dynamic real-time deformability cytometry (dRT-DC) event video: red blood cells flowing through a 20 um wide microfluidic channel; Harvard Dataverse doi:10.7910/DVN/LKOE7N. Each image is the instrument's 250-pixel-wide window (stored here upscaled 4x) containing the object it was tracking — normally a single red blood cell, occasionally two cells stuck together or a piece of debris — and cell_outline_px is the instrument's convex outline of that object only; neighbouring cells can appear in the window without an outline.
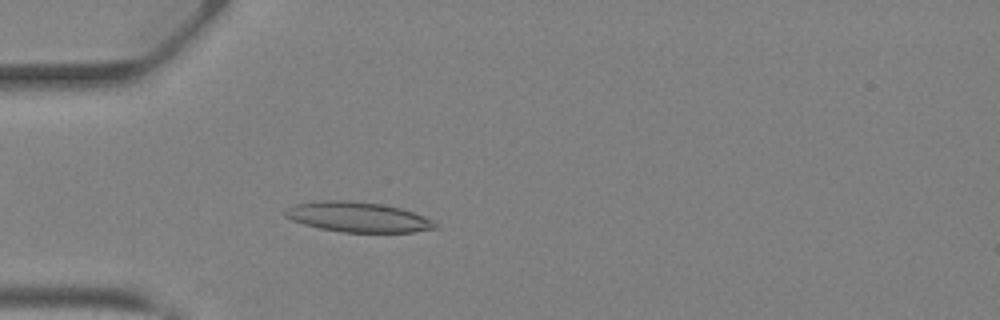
{"species": "Egyptian fruit bat (a non-hibernating species)", "species_latin": "Rousettus aegyptiacus", "temperature_condition": "warm", "stored_images_in_passage": 35, "camera_frame_rate_fps": 3000, "um_per_image_px": 0.085, "animal": {"sex": "female"}, "frame": {"image": 1, "passage_image": 6, "time_ms": 1.667, "image_size_px": [1000, 320], "cell_outline_px": [[440, 228], [416, 232], [340, 232], [320, 228], [304, 224], [292, 220], [284, 216], [284, 212], [292, 204], [316, 200], [352, 200], [380, 204], [400, 208], [424, 216], [432, 220]], "centroid_in_image_um": [30.4, 18.44], "position_along_channel_um": 54.6, "area_um2": 26.47}}
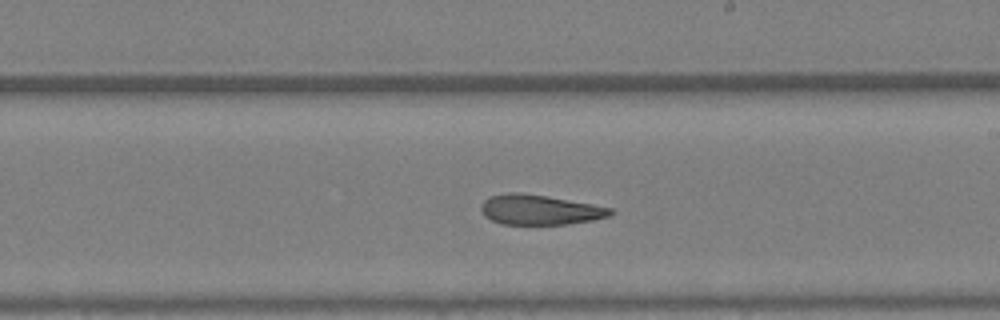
{"frame": {"image": 2, "passage_image": 18, "time_ms": 5.667, "image_size_px": [1000, 320], "cell_outline_px": [[616, 212], [612, 216], [592, 220], [568, 224], [500, 224], [484, 216], [480, 208], [484, 200], [488, 196], [508, 192], [520, 192], [548, 196], [592, 204], [612, 208]], "centroid_in_image_um": [45.89, 17.82], "position_along_channel_um": 243.1, "area_um2": 22.83}}
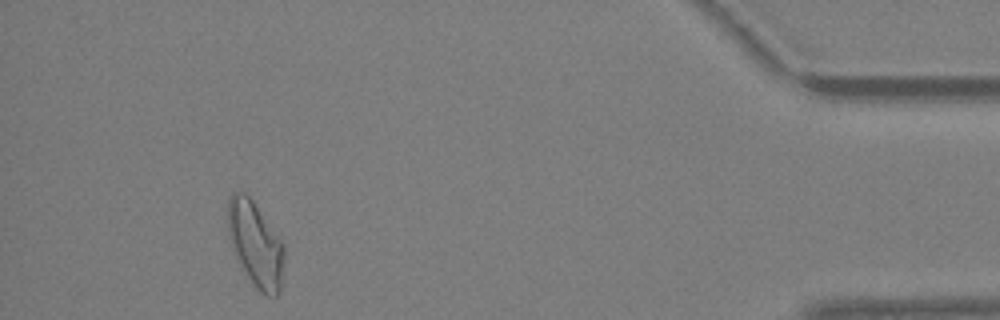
{"frame": {"image": 3, "passage_image": 32, "time_ms": 10.333, "image_size_px": [1000, 320], "cell_outline_px": [[284, 256], [280, 292], [276, 296], [268, 296], [260, 292], [248, 276], [232, 248], [228, 236], [228, 200], [232, 192], [244, 192], [252, 200], [284, 244]], "centroid_in_image_um": [21.72, 20.75], "position_along_channel_um": 413.5, "area_um2": 27.46}, "authors_computed_cell_mechanics": {"area_um2": 24.6228, "velocity_mm_per_s": 4.967, "shape_relaxation_time_tau1_ms": null, "shape_relaxation_time_tau2_ms": 1.7614, "deformation_change_tau1": null, "deformation_change_tau2": 0.0899}}